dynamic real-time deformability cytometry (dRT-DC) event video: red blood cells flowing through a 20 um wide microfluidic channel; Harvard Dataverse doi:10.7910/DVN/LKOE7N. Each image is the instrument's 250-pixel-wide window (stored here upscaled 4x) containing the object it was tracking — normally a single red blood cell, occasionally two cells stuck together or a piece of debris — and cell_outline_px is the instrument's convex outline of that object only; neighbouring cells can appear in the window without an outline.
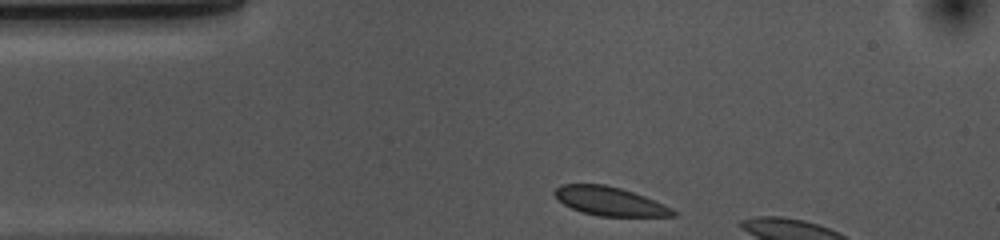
{"species": "common noctule bat (a hibernating species)", "species_latin": "Nyctalus noctula", "temperature_condition": "cold", "stored_images_in_passage": 5, "camera_frame_rate_fps": 3000, "um_per_image_px": 0.085, "animal": {"sex": "female", "body_mass_g": 10.0, "forearm_length_mm": 53.1}, "frame": {"image": 1, "passage_image": 1, "time_ms": 0.0, "image_size_px": [1000, 240], "cell_outline_px": [[676, 216], [600, 216], [580, 212], [564, 204], [552, 192], [560, 184], [604, 184], [620, 188], [644, 196], [664, 204], [672, 208], [676, 212]], "centroid_in_image_um": [51.82, 17.1], "position_along_channel_um": 33.2, "area_um2": 19.71}}